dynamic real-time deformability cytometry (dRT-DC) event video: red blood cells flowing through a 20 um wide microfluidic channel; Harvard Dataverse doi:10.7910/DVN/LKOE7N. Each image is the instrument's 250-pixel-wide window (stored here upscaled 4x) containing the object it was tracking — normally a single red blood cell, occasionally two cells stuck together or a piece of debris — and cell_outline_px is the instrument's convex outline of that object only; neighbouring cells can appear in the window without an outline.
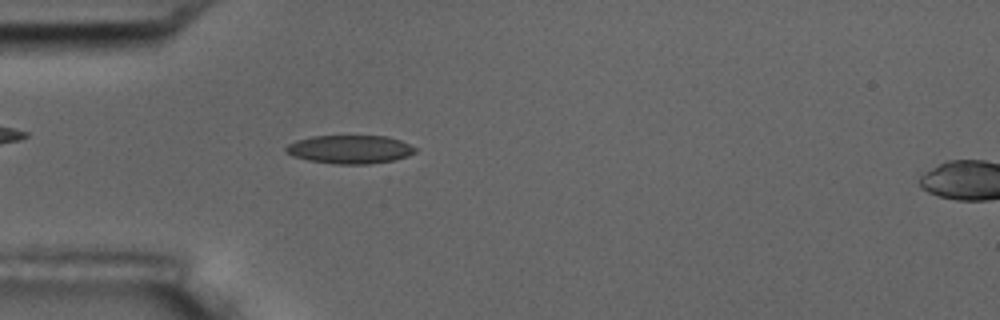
{"species": "common noctule bat (a hibernating species)", "species_latin": "Nyctalus noctula", "temperature_condition": "room temperature", "stored_images_in_passage": 5, "segment_of_instrument_passage": [1, 2], "camera_frame_rate_fps": 3000, "um_per_image_px": 0.085, "animal": {"sex": "male", "body_mass_g": 17.5, "forearm_length_mm": 52.3}, "frame": {"image": 1, "passage_image": 4, "time_ms": 3.333, "image_size_px": [1000, 320], "cell_outline_px": [[416, 152], [408, 156], [392, 160], [368, 164], [336, 164], [308, 160], [292, 156], [284, 148], [288, 144], [296, 140], [312, 136], [388, 136], [400, 140], [416, 148]], "centroid_in_image_um": [29.73, 12.69], "position_along_channel_um": 55.3, "area_um2": 21.33}}